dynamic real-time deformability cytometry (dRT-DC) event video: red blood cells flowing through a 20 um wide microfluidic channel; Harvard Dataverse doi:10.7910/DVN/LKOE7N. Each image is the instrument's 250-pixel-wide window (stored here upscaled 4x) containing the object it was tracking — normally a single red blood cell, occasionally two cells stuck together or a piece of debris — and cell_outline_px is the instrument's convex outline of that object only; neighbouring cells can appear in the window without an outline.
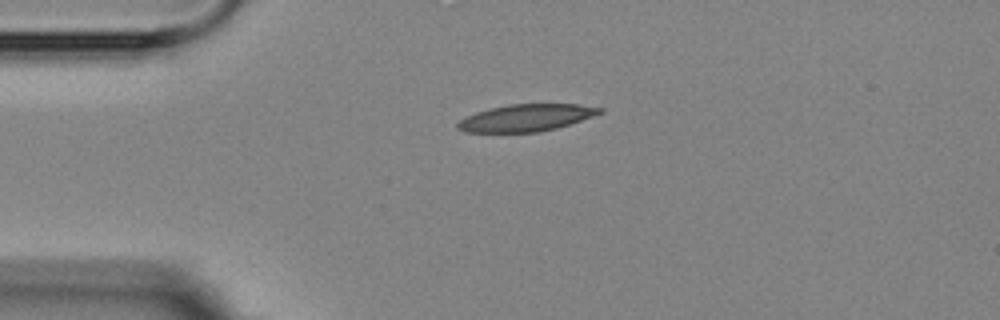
{"species": "Egyptian fruit bat (a non-hibernating species)", "species_latin": "Rousettus aegyptiacus", "temperature_condition": "room temperature", "stored_images_in_passage": 4, "camera_frame_rate_fps": 3000, "um_per_image_px": 0.085, "animal": {"sex": "female"}, "frame": {"image": 1, "passage_image": 1, "time_ms": 0.0, "image_size_px": [1000, 320], "cell_outline_px": [[604, 112], [556, 128], [536, 132], [464, 132], [456, 128], [456, 124], [464, 116], [476, 112], [508, 104], [580, 104], [604, 108]], "centroid_in_image_um": [44.7, 10.0], "position_along_channel_um": 40.3, "area_um2": 22.31}}
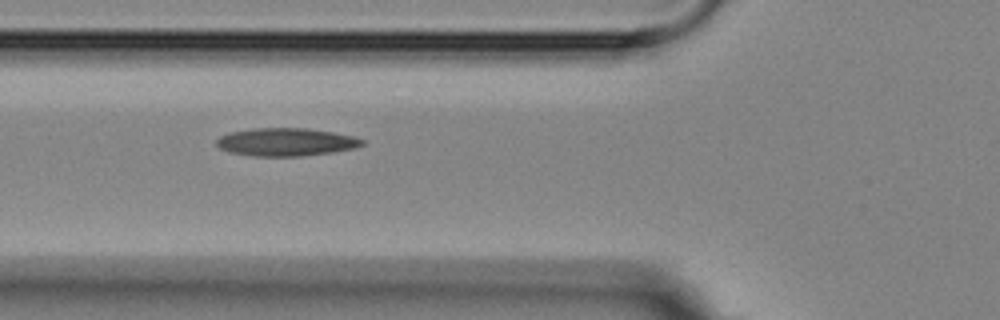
{"frame": {"image": 2, "passage_image": 3, "time_ms": 2.333, "image_size_px": [1000, 320], "cell_outline_px": [[364, 144], [356, 148], [332, 152], [300, 156], [252, 156], [228, 152], [220, 148], [216, 144], [216, 140], [220, 136], [228, 132], [252, 128], [308, 128], [356, 136], [364, 140]], "centroid_in_image_um": [24.3, 12.06], "position_along_channel_um": 101.5, "area_um2": 23.93}}
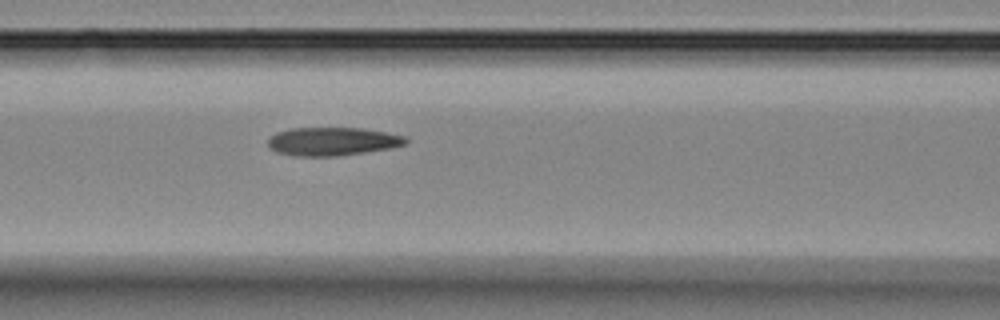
{"frame": {"image": 3, "passage_image": 4, "time_ms": 3.333, "image_size_px": [1000, 320], "cell_outline_px": [[408, 144], [388, 148], [364, 152], [336, 156], [296, 156], [276, 152], [268, 144], [268, 140], [276, 132], [292, 128], [360, 128], [384, 132], [404, 136], [408, 140]], "centroid_in_image_um": [28.25, 12.02], "position_along_channel_um": 138.3, "area_um2": 22.48}}